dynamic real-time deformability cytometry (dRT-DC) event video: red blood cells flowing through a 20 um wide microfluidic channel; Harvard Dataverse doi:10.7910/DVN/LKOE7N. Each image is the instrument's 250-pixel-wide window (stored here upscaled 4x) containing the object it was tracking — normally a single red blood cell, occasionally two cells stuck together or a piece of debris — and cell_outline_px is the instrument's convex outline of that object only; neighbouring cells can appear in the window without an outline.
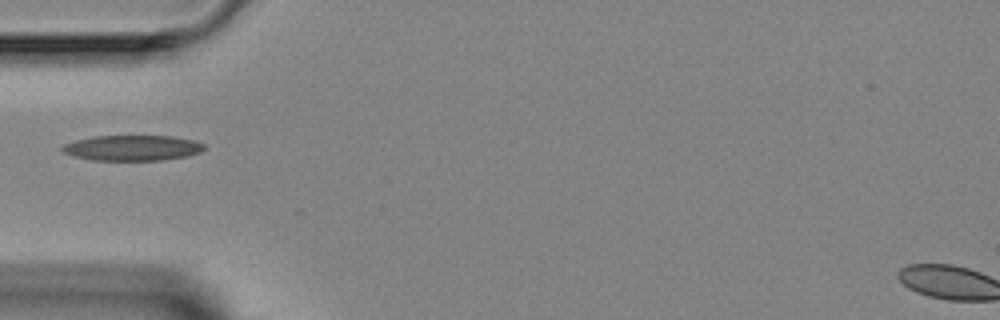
{"species": "Egyptian fruit bat (a non-hibernating species)", "species_latin": "Rousettus aegyptiacus", "temperature_condition": "room temperature", "stored_images_in_passage": 1, "camera_frame_rate_fps": 3000, "um_per_image_px": 0.085, "animal": {"sex": "female"}, "frame": {"image": 1, "passage_image": 1, "time_ms": 0.0, "image_size_px": [1000, 320], "cell_outline_px": [[204, 148], [200, 152], [188, 156], [164, 160], [92, 160], [72, 156], [60, 152], [60, 148], [64, 144], [76, 140], [92, 136], [172, 136], [196, 140], [204, 144]], "centroid_in_image_um": [11.23, 12.57], "position_along_channel_um": 73.8, "area_um2": 21.27}}